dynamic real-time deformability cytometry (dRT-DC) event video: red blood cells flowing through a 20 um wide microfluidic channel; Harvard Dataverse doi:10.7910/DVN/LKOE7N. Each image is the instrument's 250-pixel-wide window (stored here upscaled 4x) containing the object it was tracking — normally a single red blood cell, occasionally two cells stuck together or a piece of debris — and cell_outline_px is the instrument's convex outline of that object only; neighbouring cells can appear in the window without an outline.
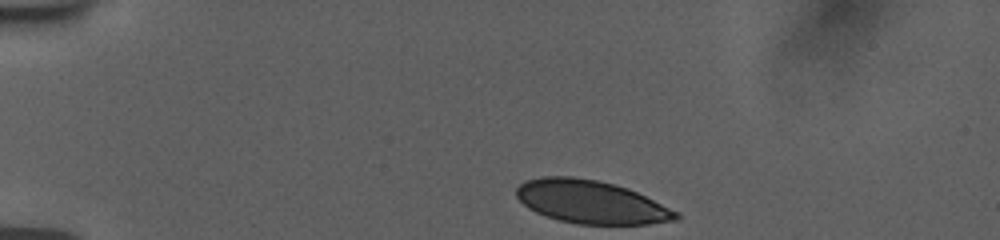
{"species": "human", "species_latin": "Homo sapiens", "temperature_condition": "room temperature", "stored_images_in_passage": 44, "camera_frame_rate_fps": 3000, "um_per_image_px": 0.085, "donor": {"sex": "female"}, "frame": {"image": 1, "passage_image": 1, "time_ms": 0.0, "image_size_px": [1000, 240], "cell_outline_px": [[680, 220], [648, 224], [576, 224], [560, 220], [536, 212], [528, 208], [516, 196], [516, 188], [524, 180], [544, 176], [572, 176], [596, 180], [628, 188], [680, 212]], "centroid_in_image_um": [50.26, 17.17], "position_along_channel_um": 34.7, "area_um2": 40.11}}
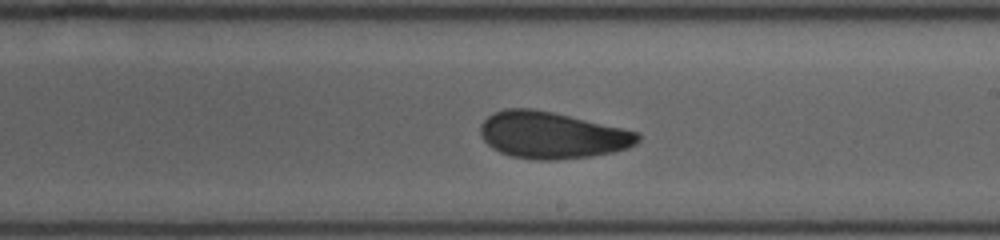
{"frame": {"image": 2, "passage_image": 23, "time_ms": 7.333, "image_size_px": [1000, 240], "cell_outline_px": [[640, 140], [636, 144], [628, 148], [612, 152], [592, 156], [556, 160], [536, 160], [512, 156], [500, 152], [492, 148], [484, 140], [480, 132], [480, 124], [488, 116], [504, 108], [532, 108], [552, 112], [640, 132]], "centroid_in_image_um": [46.92, 11.49], "position_along_channel_um": 242.1, "area_um2": 42.83}}
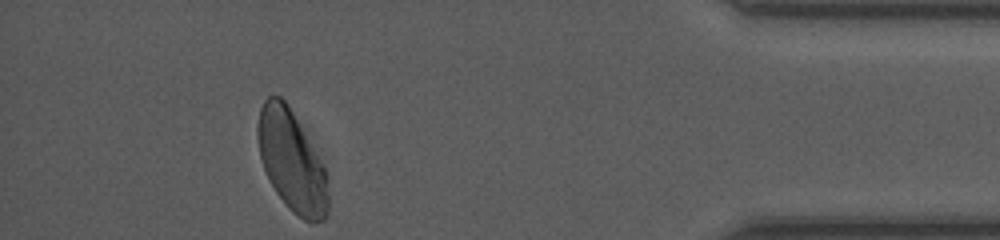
{"frame": {"image": 3, "passage_image": 40, "time_ms": 13.0, "image_size_px": [1000, 240], "cell_outline_px": [[328, 216], [324, 220], [312, 224], [304, 220], [292, 212], [288, 208], [276, 192], [264, 168], [260, 156], [256, 132], [256, 128], [260, 108], [264, 100], [268, 96], [280, 96], [288, 104], [324, 168], [328, 176]], "centroid_in_image_um": [24.79, 13.73], "position_along_channel_um": 410.4, "area_um2": 41.27}, "authors_computed_cell_mechanics": {"area_um2": 42.3674, "velocity_mm_per_s": 3.7278, "shape_relaxation_time_tau1_ms": 5.3041, "shape_relaxation_time_tau2_ms": 2.3022, "deformation_change_tau1": 0.1334, "deformation_change_tau2": 0.0647}}